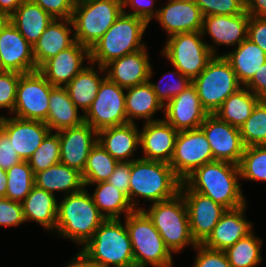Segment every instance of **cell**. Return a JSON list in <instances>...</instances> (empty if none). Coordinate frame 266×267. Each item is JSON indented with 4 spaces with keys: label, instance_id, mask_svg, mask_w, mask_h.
I'll list each match as a JSON object with an SVG mask.
<instances>
[{
    "label": "cell",
    "instance_id": "obj_1",
    "mask_svg": "<svg viewBox=\"0 0 266 267\" xmlns=\"http://www.w3.org/2000/svg\"><path fill=\"white\" fill-rule=\"evenodd\" d=\"M239 178L237 164L214 160L195 169L183 182L226 209H234L247 204Z\"/></svg>",
    "mask_w": 266,
    "mask_h": 267
},
{
    "label": "cell",
    "instance_id": "obj_2",
    "mask_svg": "<svg viewBox=\"0 0 266 267\" xmlns=\"http://www.w3.org/2000/svg\"><path fill=\"white\" fill-rule=\"evenodd\" d=\"M182 180L175 174L169 163L137 158L131 161L129 202L135 210L137 197L157 203L175 197L180 193Z\"/></svg>",
    "mask_w": 266,
    "mask_h": 267
},
{
    "label": "cell",
    "instance_id": "obj_3",
    "mask_svg": "<svg viewBox=\"0 0 266 267\" xmlns=\"http://www.w3.org/2000/svg\"><path fill=\"white\" fill-rule=\"evenodd\" d=\"M104 220L105 217L84 187L79 192L65 195L63 200L58 202L55 230L84 246Z\"/></svg>",
    "mask_w": 266,
    "mask_h": 267
},
{
    "label": "cell",
    "instance_id": "obj_4",
    "mask_svg": "<svg viewBox=\"0 0 266 267\" xmlns=\"http://www.w3.org/2000/svg\"><path fill=\"white\" fill-rule=\"evenodd\" d=\"M147 26L144 19L122 12L89 50V62L105 67L115 59L145 48L141 39Z\"/></svg>",
    "mask_w": 266,
    "mask_h": 267
},
{
    "label": "cell",
    "instance_id": "obj_5",
    "mask_svg": "<svg viewBox=\"0 0 266 267\" xmlns=\"http://www.w3.org/2000/svg\"><path fill=\"white\" fill-rule=\"evenodd\" d=\"M82 248L98 267H135L129 233L120 219H105Z\"/></svg>",
    "mask_w": 266,
    "mask_h": 267
},
{
    "label": "cell",
    "instance_id": "obj_6",
    "mask_svg": "<svg viewBox=\"0 0 266 267\" xmlns=\"http://www.w3.org/2000/svg\"><path fill=\"white\" fill-rule=\"evenodd\" d=\"M124 224L129 233L135 267H172V252L143 210L129 213Z\"/></svg>",
    "mask_w": 266,
    "mask_h": 267
},
{
    "label": "cell",
    "instance_id": "obj_7",
    "mask_svg": "<svg viewBox=\"0 0 266 267\" xmlns=\"http://www.w3.org/2000/svg\"><path fill=\"white\" fill-rule=\"evenodd\" d=\"M122 12V0L77 1L71 17L72 36L90 50Z\"/></svg>",
    "mask_w": 266,
    "mask_h": 267
},
{
    "label": "cell",
    "instance_id": "obj_8",
    "mask_svg": "<svg viewBox=\"0 0 266 267\" xmlns=\"http://www.w3.org/2000/svg\"><path fill=\"white\" fill-rule=\"evenodd\" d=\"M141 210L151 219L171 252L179 253L187 245H197L190 232L188 210L181 193L171 199L153 203L149 210Z\"/></svg>",
    "mask_w": 266,
    "mask_h": 267
},
{
    "label": "cell",
    "instance_id": "obj_9",
    "mask_svg": "<svg viewBox=\"0 0 266 267\" xmlns=\"http://www.w3.org/2000/svg\"><path fill=\"white\" fill-rule=\"evenodd\" d=\"M192 84L208 114H214L232 93L243 87L222 54L214 55L205 69L192 80Z\"/></svg>",
    "mask_w": 266,
    "mask_h": 267
},
{
    "label": "cell",
    "instance_id": "obj_10",
    "mask_svg": "<svg viewBox=\"0 0 266 267\" xmlns=\"http://www.w3.org/2000/svg\"><path fill=\"white\" fill-rule=\"evenodd\" d=\"M201 31L177 33L169 36L163 55L181 74L196 78L217 55L213 45L205 43Z\"/></svg>",
    "mask_w": 266,
    "mask_h": 267
},
{
    "label": "cell",
    "instance_id": "obj_11",
    "mask_svg": "<svg viewBox=\"0 0 266 267\" xmlns=\"http://www.w3.org/2000/svg\"><path fill=\"white\" fill-rule=\"evenodd\" d=\"M124 91L125 88L106 77L100 84L90 108L84 114L85 123L97 132L104 128L127 124Z\"/></svg>",
    "mask_w": 266,
    "mask_h": 267
},
{
    "label": "cell",
    "instance_id": "obj_12",
    "mask_svg": "<svg viewBox=\"0 0 266 267\" xmlns=\"http://www.w3.org/2000/svg\"><path fill=\"white\" fill-rule=\"evenodd\" d=\"M53 88L38 70L20 74L14 117L44 122L48 116L50 92Z\"/></svg>",
    "mask_w": 266,
    "mask_h": 267
},
{
    "label": "cell",
    "instance_id": "obj_13",
    "mask_svg": "<svg viewBox=\"0 0 266 267\" xmlns=\"http://www.w3.org/2000/svg\"><path fill=\"white\" fill-rule=\"evenodd\" d=\"M212 161V151L201 128L178 131L169 164L182 181L195 169Z\"/></svg>",
    "mask_w": 266,
    "mask_h": 267
},
{
    "label": "cell",
    "instance_id": "obj_14",
    "mask_svg": "<svg viewBox=\"0 0 266 267\" xmlns=\"http://www.w3.org/2000/svg\"><path fill=\"white\" fill-rule=\"evenodd\" d=\"M180 193L187 206L192 238L196 244H203L227 209L208 196L191 190L183 181Z\"/></svg>",
    "mask_w": 266,
    "mask_h": 267
},
{
    "label": "cell",
    "instance_id": "obj_15",
    "mask_svg": "<svg viewBox=\"0 0 266 267\" xmlns=\"http://www.w3.org/2000/svg\"><path fill=\"white\" fill-rule=\"evenodd\" d=\"M30 45L9 19L0 17V71L20 74L37 71Z\"/></svg>",
    "mask_w": 266,
    "mask_h": 267
},
{
    "label": "cell",
    "instance_id": "obj_16",
    "mask_svg": "<svg viewBox=\"0 0 266 267\" xmlns=\"http://www.w3.org/2000/svg\"><path fill=\"white\" fill-rule=\"evenodd\" d=\"M200 128L209 142L213 160L239 164L245 150L239 128L222 121L215 114H208Z\"/></svg>",
    "mask_w": 266,
    "mask_h": 267
},
{
    "label": "cell",
    "instance_id": "obj_17",
    "mask_svg": "<svg viewBox=\"0 0 266 267\" xmlns=\"http://www.w3.org/2000/svg\"><path fill=\"white\" fill-rule=\"evenodd\" d=\"M0 129L8 136L19 157L27 161L51 132L43 121L0 116Z\"/></svg>",
    "mask_w": 266,
    "mask_h": 267
},
{
    "label": "cell",
    "instance_id": "obj_18",
    "mask_svg": "<svg viewBox=\"0 0 266 267\" xmlns=\"http://www.w3.org/2000/svg\"><path fill=\"white\" fill-rule=\"evenodd\" d=\"M57 133L60 139V163L82 173L88 155L97 143L98 132L84 122L79 126L57 131Z\"/></svg>",
    "mask_w": 266,
    "mask_h": 267
},
{
    "label": "cell",
    "instance_id": "obj_19",
    "mask_svg": "<svg viewBox=\"0 0 266 267\" xmlns=\"http://www.w3.org/2000/svg\"><path fill=\"white\" fill-rule=\"evenodd\" d=\"M164 120L177 131L200 128L208 112L202 107L193 84L164 106Z\"/></svg>",
    "mask_w": 266,
    "mask_h": 267
},
{
    "label": "cell",
    "instance_id": "obj_20",
    "mask_svg": "<svg viewBox=\"0 0 266 267\" xmlns=\"http://www.w3.org/2000/svg\"><path fill=\"white\" fill-rule=\"evenodd\" d=\"M84 58L89 61V49L76 41L71 47L48 59L38 71L54 87H66L86 66L83 64Z\"/></svg>",
    "mask_w": 266,
    "mask_h": 267
},
{
    "label": "cell",
    "instance_id": "obj_21",
    "mask_svg": "<svg viewBox=\"0 0 266 267\" xmlns=\"http://www.w3.org/2000/svg\"><path fill=\"white\" fill-rule=\"evenodd\" d=\"M148 56L145 47L134 53L115 59L105 67H97L101 73L106 72V77L111 82L126 89L149 81L151 64Z\"/></svg>",
    "mask_w": 266,
    "mask_h": 267
},
{
    "label": "cell",
    "instance_id": "obj_22",
    "mask_svg": "<svg viewBox=\"0 0 266 267\" xmlns=\"http://www.w3.org/2000/svg\"><path fill=\"white\" fill-rule=\"evenodd\" d=\"M167 2V5L158 9L155 19L169 36L202 30L204 16L195 0H168Z\"/></svg>",
    "mask_w": 266,
    "mask_h": 267
},
{
    "label": "cell",
    "instance_id": "obj_23",
    "mask_svg": "<svg viewBox=\"0 0 266 267\" xmlns=\"http://www.w3.org/2000/svg\"><path fill=\"white\" fill-rule=\"evenodd\" d=\"M178 131L164 119L145 122L140 131L139 145L147 160L170 163Z\"/></svg>",
    "mask_w": 266,
    "mask_h": 267
},
{
    "label": "cell",
    "instance_id": "obj_24",
    "mask_svg": "<svg viewBox=\"0 0 266 267\" xmlns=\"http://www.w3.org/2000/svg\"><path fill=\"white\" fill-rule=\"evenodd\" d=\"M245 208L246 204L238 208L227 209L203 245L209 249L225 251L238 240L253 233L252 223L244 216Z\"/></svg>",
    "mask_w": 266,
    "mask_h": 267
},
{
    "label": "cell",
    "instance_id": "obj_25",
    "mask_svg": "<svg viewBox=\"0 0 266 267\" xmlns=\"http://www.w3.org/2000/svg\"><path fill=\"white\" fill-rule=\"evenodd\" d=\"M250 15H211L203 17L201 33L209 35L217 45L238 46L247 38Z\"/></svg>",
    "mask_w": 266,
    "mask_h": 267
},
{
    "label": "cell",
    "instance_id": "obj_26",
    "mask_svg": "<svg viewBox=\"0 0 266 267\" xmlns=\"http://www.w3.org/2000/svg\"><path fill=\"white\" fill-rule=\"evenodd\" d=\"M70 25L73 26L71 19H53L47 26L33 46L37 69L48 59L71 47L76 42L74 35L73 37L70 36L73 29Z\"/></svg>",
    "mask_w": 266,
    "mask_h": 267
},
{
    "label": "cell",
    "instance_id": "obj_27",
    "mask_svg": "<svg viewBox=\"0 0 266 267\" xmlns=\"http://www.w3.org/2000/svg\"><path fill=\"white\" fill-rule=\"evenodd\" d=\"M97 138V142L119 163L136 160L130 158L139 147L140 131L136 123L101 129Z\"/></svg>",
    "mask_w": 266,
    "mask_h": 267
},
{
    "label": "cell",
    "instance_id": "obj_28",
    "mask_svg": "<svg viewBox=\"0 0 266 267\" xmlns=\"http://www.w3.org/2000/svg\"><path fill=\"white\" fill-rule=\"evenodd\" d=\"M32 46L54 19L38 4L24 0L22 4L7 18Z\"/></svg>",
    "mask_w": 266,
    "mask_h": 267
},
{
    "label": "cell",
    "instance_id": "obj_29",
    "mask_svg": "<svg viewBox=\"0 0 266 267\" xmlns=\"http://www.w3.org/2000/svg\"><path fill=\"white\" fill-rule=\"evenodd\" d=\"M78 108L70 99L65 87H54L50 92L47 119L44 121L52 130L60 131L83 124L84 114L80 115Z\"/></svg>",
    "mask_w": 266,
    "mask_h": 267
},
{
    "label": "cell",
    "instance_id": "obj_30",
    "mask_svg": "<svg viewBox=\"0 0 266 267\" xmlns=\"http://www.w3.org/2000/svg\"><path fill=\"white\" fill-rule=\"evenodd\" d=\"M35 186L53 194L60 191L67 193L66 195L79 192L85 187L82 174L62 163L35 173Z\"/></svg>",
    "mask_w": 266,
    "mask_h": 267
},
{
    "label": "cell",
    "instance_id": "obj_31",
    "mask_svg": "<svg viewBox=\"0 0 266 267\" xmlns=\"http://www.w3.org/2000/svg\"><path fill=\"white\" fill-rule=\"evenodd\" d=\"M223 56L231 64L240 84L245 86L258 71L261 65L266 63V53L249 38L243 40L230 53Z\"/></svg>",
    "mask_w": 266,
    "mask_h": 267
},
{
    "label": "cell",
    "instance_id": "obj_32",
    "mask_svg": "<svg viewBox=\"0 0 266 267\" xmlns=\"http://www.w3.org/2000/svg\"><path fill=\"white\" fill-rule=\"evenodd\" d=\"M125 90V110L128 123H135L136 119H144L146 122L158 121L153 119V114L163 110V104L158 100L149 82L141 85L128 87Z\"/></svg>",
    "mask_w": 266,
    "mask_h": 267
},
{
    "label": "cell",
    "instance_id": "obj_33",
    "mask_svg": "<svg viewBox=\"0 0 266 267\" xmlns=\"http://www.w3.org/2000/svg\"><path fill=\"white\" fill-rule=\"evenodd\" d=\"M57 203L55 194L34 186L22 202L25 221H35L47 230H55Z\"/></svg>",
    "mask_w": 266,
    "mask_h": 267
},
{
    "label": "cell",
    "instance_id": "obj_34",
    "mask_svg": "<svg viewBox=\"0 0 266 267\" xmlns=\"http://www.w3.org/2000/svg\"><path fill=\"white\" fill-rule=\"evenodd\" d=\"M260 99L247 87L232 93L214 113L231 126L240 128L251 116Z\"/></svg>",
    "mask_w": 266,
    "mask_h": 267
},
{
    "label": "cell",
    "instance_id": "obj_35",
    "mask_svg": "<svg viewBox=\"0 0 266 267\" xmlns=\"http://www.w3.org/2000/svg\"><path fill=\"white\" fill-rule=\"evenodd\" d=\"M92 66H85L65 87L69 93L70 99L74 105L84 111L90 108L94 101L100 84L106 78H101L95 68Z\"/></svg>",
    "mask_w": 266,
    "mask_h": 267
},
{
    "label": "cell",
    "instance_id": "obj_36",
    "mask_svg": "<svg viewBox=\"0 0 266 267\" xmlns=\"http://www.w3.org/2000/svg\"><path fill=\"white\" fill-rule=\"evenodd\" d=\"M95 184L96 188L91 196L94 204L105 219H120L121 213L124 212L126 217L135 210L130 204L128 197L108 182Z\"/></svg>",
    "mask_w": 266,
    "mask_h": 267
},
{
    "label": "cell",
    "instance_id": "obj_37",
    "mask_svg": "<svg viewBox=\"0 0 266 267\" xmlns=\"http://www.w3.org/2000/svg\"><path fill=\"white\" fill-rule=\"evenodd\" d=\"M119 162L97 142L91 149L82 174L84 186L106 182Z\"/></svg>",
    "mask_w": 266,
    "mask_h": 267
},
{
    "label": "cell",
    "instance_id": "obj_38",
    "mask_svg": "<svg viewBox=\"0 0 266 267\" xmlns=\"http://www.w3.org/2000/svg\"><path fill=\"white\" fill-rule=\"evenodd\" d=\"M262 240L251 233L225 250L232 267H255L262 262Z\"/></svg>",
    "mask_w": 266,
    "mask_h": 267
},
{
    "label": "cell",
    "instance_id": "obj_39",
    "mask_svg": "<svg viewBox=\"0 0 266 267\" xmlns=\"http://www.w3.org/2000/svg\"><path fill=\"white\" fill-rule=\"evenodd\" d=\"M7 172L6 198L22 203L35 186V174L28 161H21Z\"/></svg>",
    "mask_w": 266,
    "mask_h": 267
},
{
    "label": "cell",
    "instance_id": "obj_40",
    "mask_svg": "<svg viewBox=\"0 0 266 267\" xmlns=\"http://www.w3.org/2000/svg\"><path fill=\"white\" fill-rule=\"evenodd\" d=\"M245 147L266 145V100H260L239 128Z\"/></svg>",
    "mask_w": 266,
    "mask_h": 267
},
{
    "label": "cell",
    "instance_id": "obj_41",
    "mask_svg": "<svg viewBox=\"0 0 266 267\" xmlns=\"http://www.w3.org/2000/svg\"><path fill=\"white\" fill-rule=\"evenodd\" d=\"M238 167L240 178L266 181V145L245 147Z\"/></svg>",
    "mask_w": 266,
    "mask_h": 267
},
{
    "label": "cell",
    "instance_id": "obj_42",
    "mask_svg": "<svg viewBox=\"0 0 266 267\" xmlns=\"http://www.w3.org/2000/svg\"><path fill=\"white\" fill-rule=\"evenodd\" d=\"M27 161L34 174L60 163L58 133L50 132Z\"/></svg>",
    "mask_w": 266,
    "mask_h": 267
},
{
    "label": "cell",
    "instance_id": "obj_43",
    "mask_svg": "<svg viewBox=\"0 0 266 267\" xmlns=\"http://www.w3.org/2000/svg\"><path fill=\"white\" fill-rule=\"evenodd\" d=\"M176 71L173 72H168L167 75L170 76H178L176 77L177 80H174L173 83H168V84H164L163 86L160 85V81L158 84L156 83H152L150 81L151 77H152V66L149 72V84L152 86L153 91L156 93V96L158 98V100L163 104V106H165L171 99H173L174 97H176L177 95H179L184 89H186L188 86H190L192 84V80L181 74V72L175 68ZM175 78V79H176ZM164 80V76L161 78ZM173 79V78H172Z\"/></svg>",
    "mask_w": 266,
    "mask_h": 267
},
{
    "label": "cell",
    "instance_id": "obj_44",
    "mask_svg": "<svg viewBox=\"0 0 266 267\" xmlns=\"http://www.w3.org/2000/svg\"><path fill=\"white\" fill-rule=\"evenodd\" d=\"M204 17L237 15L246 11V0H195Z\"/></svg>",
    "mask_w": 266,
    "mask_h": 267
},
{
    "label": "cell",
    "instance_id": "obj_45",
    "mask_svg": "<svg viewBox=\"0 0 266 267\" xmlns=\"http://www.w3.org/2000/svg\"><path fill=\"white\" fill-rule=\"evenodd\" d=\"M20 73L14 71H0V109H9L13 115L16 102L17 85Z\"/></svg>",
    "mask_w": 266,
    "mask_h": 267
},
{
    "label": "cell",
    "instance_id": "obj_46",
    "mask_svg": "<svg viewBox=\"0 0 266 267\" xmlns=\"http://www.w3.org/2000/svg\"><path fill=\"white\" fill-rule=\"evenodd\" d=\"M198 251L193 267H232L225 251L206 248L203 244H197Z\"/></svg>",
    "mask_w": 266,
    "mask_h": 267
},
{
    "label": "cell",
    "instance_id": "obj_47",
    "mask_svg": "<svg viewBox=\"0 0 266 267\" xmlns=\"http://www.w3.org/2000/svg\"><path fill=\"white\" fill-rule=\"evenodd\" d=\"M23 205L6 197H0V226H19L24 223Z\"/></svg>",
    "mask_w": 266,
    "mask_h": 267
},
{
    "label": "cell",
    "instance_id": "obj_48",
    "mask_svg": "<svg viewBox=\"0 0 266 267\" xmlns=\"http://www.w3.org/2000/svg\"><path fill=\"white\" fill-rule=\"evenodd\" d=\"M38 4L54 19H71L74 10V0H30Z\"/></svg>",
    "mask_w": 266,
    "mask_h": 267
},
{
    "label": "cell",
    "instance_id": "obj_49",
    "mask_svg": "<svg viewBox=\"0 0 266 267\" xmlns=\"http://www.w3.org/2000/svg\"><path fill=\"white\" fill-rule=\"evenodd\" d=\"M130 174L131 162H121L117 164L106 182L123 192L129 199Z\"/></svg>",
    "mask_w": 266,
    "mask_h": 267
},
{
    "label": "cell",
    "instance_id": "obj_50",
    "mask_svg": "<svg viewBox=\"0 0 266 267\" xmlns=\"http://www.w3.org/2000/svg\"><path fill=\"white\" fill-rule=\"evenodd\" d=\"M23 161L12 146L8 136L0 129V168L7 171Z\"/></svg>",
    "mask_w": 266,
    "mask_h": 267
},
{
    "label": "cell",
    "instance_id": "obj_51",
    "mask_svg": "<svg viewBox=\"0 0 266 267\" xmlns=\"http://www.w3.org/2000/svg\"><path fill=\"white\" fill-rule=\"evenodd\" d=\"M155 0H122L123 13L128 15H133L144 19L148 24L151 19L157 16L158 9L153 10ZM131 6L134 11L131 13H126L125 7Z\"/></svg>",
    "mask_w": 266,
    "mask_h": 267
},
{
    "label": "cell",
    "instance_id": "obj_52",
    "mask_svg": "<svg viewBox=\"0 0 266 267\" xmlns=\"http://www.w3.org/2000/svg\"><path fill=\"white\" fill-rule=\"evenodd\" d=\"M247 38L266 53V18L250 16Z\"/></svg>",
    "mask_w": 266,
    "mask_h": 267
},
{
    "label": "cell",
    "instance_id": "obj_53",
    "mask_svg": "<svg viewBox=\"0 0 266 267\" xmlns=\"http://www.w3.org/2000/svg\"><path fill=\"white\" fill-rule=\"evenodd\" d=\"M244 87L252 91L260 100H266V63L261 65Z\"/></svg>",
    "mask_w": 266,
    "mask_h": 267
},
{
    "label": "cell",
    "instance_id": "obj_54",
    "mask_svg": "<svg viewBox=\"0 0 266 267\" xmlns=\"http://www.w3.org/2000/svg\"><path fill=\"white\" fill-rule=\"evenodd\" d=\"M246 11L250 16L266 18V0H246Z\"/></svg>",
    "mask_w": 266,
    "mask_h": 267
},
{
    "label": "cell",
    "instance_id": "obj_55",
    "mask_svg": "<svg viewBox=\"0 0 266 267\" xmlns=\"http://www.w3.org/2000/svg\"><path fill=\"white\" fill-rule=\"evenodd\" d=\"M24 0H0V17L8 18Z\"/></svg>",
    "mask_w": 266,
    "mask_h": 267
},
{
    "label": "cell",
    "instance_id": "obj_56",
    "mask_svg": "<svg viewBox=\"0 0 266 267\" xmlns=\"http://www.w3.org/2000/svg\"><path fill=\"white\" fill-rule=\"evenodd\" d=\"M65 267H98L83 251L75 255Z\"/></svg>",
    "mask_w": 266,
    "mask_h": 267
},
{
    "label": "cell",
    "instance_id": "obj_57",
    "mask_svg": "<svg viewBox=\"0 0 266 267\" xmlns=\"http://www.w3.org/2000/svg\"><path fill=\"white\" fill-rule=\"evenodd\" d=\"M7 181V172L0 168V197L6 196Z\"/></svg>",
    "mask_w": 266,
    "mask_h": 267
}]
</instances>
